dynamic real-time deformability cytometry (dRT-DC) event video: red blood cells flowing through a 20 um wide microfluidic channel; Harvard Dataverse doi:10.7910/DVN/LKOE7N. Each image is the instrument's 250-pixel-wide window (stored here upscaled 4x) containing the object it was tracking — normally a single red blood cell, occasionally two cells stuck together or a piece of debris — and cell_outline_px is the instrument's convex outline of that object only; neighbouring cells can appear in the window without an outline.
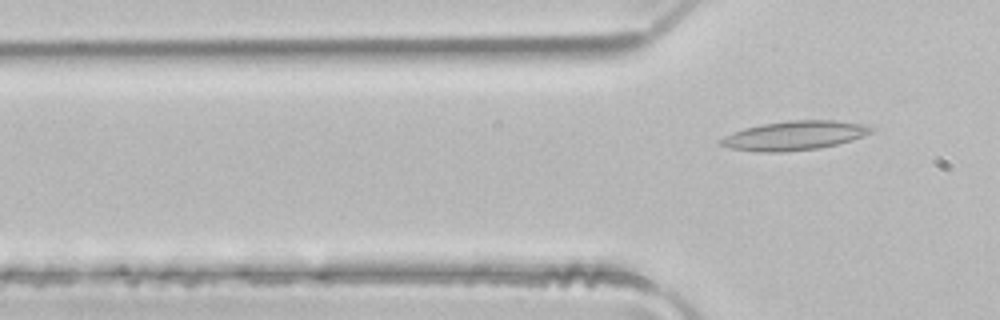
{"species": "common noctule bat (a hibernating species)", "species_latin": "Nyctalus noctula", "temperature_condition": "room temperature", "stored_images_in_passage": 2, "camera_frame_rate_fps": 3000, "um_per_image_px": 0.085, "animal": {"sex": "male", "body_mass_g": 21.5, "forearm_length_mm": 52.0}, "frame": {"image": 1, "passage_image": 2, "time_ms": 0.333, "image_size_px": [1000, 320], "cell_outline_px": [[876, 128], [872, 132], [852, 140], [836, 144], [816, 148], [780, 152], [764, 152], [728, 148], [720, 144], [716, 140], [732, 132], [744, 128], [760, 124], [788, 120], [836, 120], [860, 124]], "centroid_in_image_um": [67.47, 11.51], "position_along_channel_um": 58.3, "area_um2": 25.49}}